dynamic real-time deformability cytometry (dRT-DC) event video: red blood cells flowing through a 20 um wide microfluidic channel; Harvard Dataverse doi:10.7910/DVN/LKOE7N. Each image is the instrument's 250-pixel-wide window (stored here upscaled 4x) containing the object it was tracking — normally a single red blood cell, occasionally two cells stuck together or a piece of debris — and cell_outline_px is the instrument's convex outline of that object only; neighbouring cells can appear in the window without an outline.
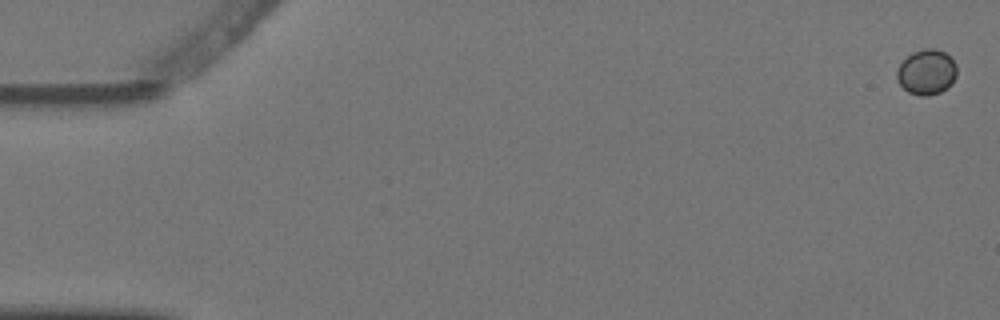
{"species": "Egyptian fruit bat (a non-hibernating species)", "species_latin": "Rousettus aegyptiacus", "temperature_condition": "warm", "stored_images_in_passage": 6, "camera_frame_rate_fps": 3000, "um_per_image_px": 0.085, "animal": {"sex": "female"}, "frame": {"image": 1, "passage_image": 1, "time_ms": 0.0, "image_size_px": [1000, 320], "cell_outline_px": [[956, 76], [952, 84], [940, 92], [928, 96], [920, 96], [908, 92], [896, 80], [896, 72], [900, 64], [912, 52], [924, 48], [932, 48], [944, 52], [952, 56], [956, 64]], "centroid_in_image_um": [78.77, 6.12], "position_along_channel_um": 6.2, "area_um2": 15.95}}
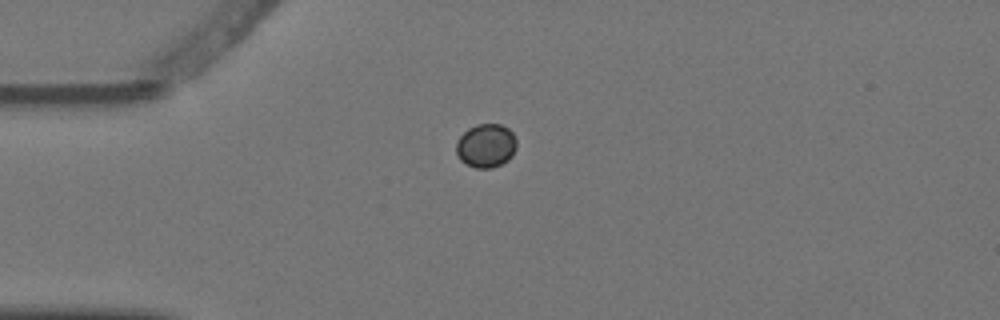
{"frame": {"image": 2, "passage_image": 5, "time_ms": 1.333, "image_size_px": [1000, 320], "cell_outline_px": [[516, 148], [512, 156], [508, 160], [492, 168], [476, 168], [460, 160], [456, 152], [456, 140], [468, 128], [476, 124], [500, 124], [508, 128], [512, 132], [516, 140]], "centroid_in_image_um": [41.3, 12.37], "position_along_channel_um": 43.7, "area_um2": 15.43}}